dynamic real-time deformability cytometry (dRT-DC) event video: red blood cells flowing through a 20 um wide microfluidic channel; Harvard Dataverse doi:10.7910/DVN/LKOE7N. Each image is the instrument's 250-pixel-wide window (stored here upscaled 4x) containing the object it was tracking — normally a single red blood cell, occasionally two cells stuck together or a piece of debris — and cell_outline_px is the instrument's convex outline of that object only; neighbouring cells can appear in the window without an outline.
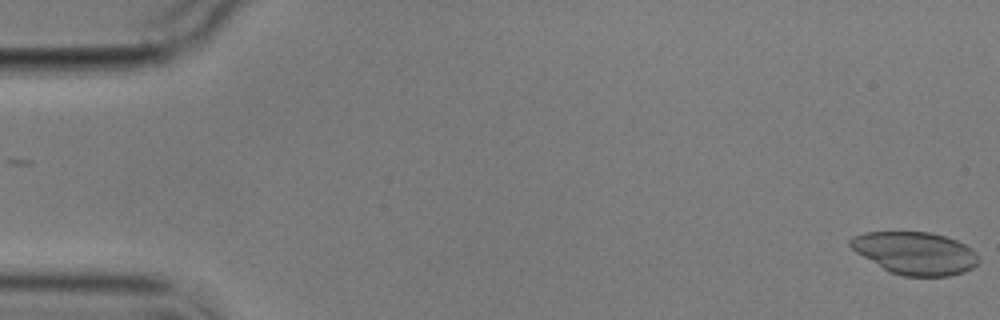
{"species": "common noctule bat (a hibernating species)", "species_latin": "Nyctalus noctula", "temperature_condition": "cold", "stored_images_in_passage": 7, "camera_frame_rate_fps": 3000, "um_per_image_px": 0.085, "animal": {"sex": "male", "body_mass_g": 17.9}, "frame": {"image": 1, "passage_image": 1, "time_ms": 0.0, "image_size_px": [1000, 320], "cell_outline_px": [[980, 260], [972, 268], [964, 272], [948, 276], [904, 276], [888, 272], [856, 252], [848, 244], [848, 240], [852, 236], [864, 232], [928, 232], [944, 236], [956, 240], [972, 248], [980, 256]], "centroid_in_image_um": [77.78, 21.52], "position_along_channel_um": 7.2, "area_um2": 31.96}}